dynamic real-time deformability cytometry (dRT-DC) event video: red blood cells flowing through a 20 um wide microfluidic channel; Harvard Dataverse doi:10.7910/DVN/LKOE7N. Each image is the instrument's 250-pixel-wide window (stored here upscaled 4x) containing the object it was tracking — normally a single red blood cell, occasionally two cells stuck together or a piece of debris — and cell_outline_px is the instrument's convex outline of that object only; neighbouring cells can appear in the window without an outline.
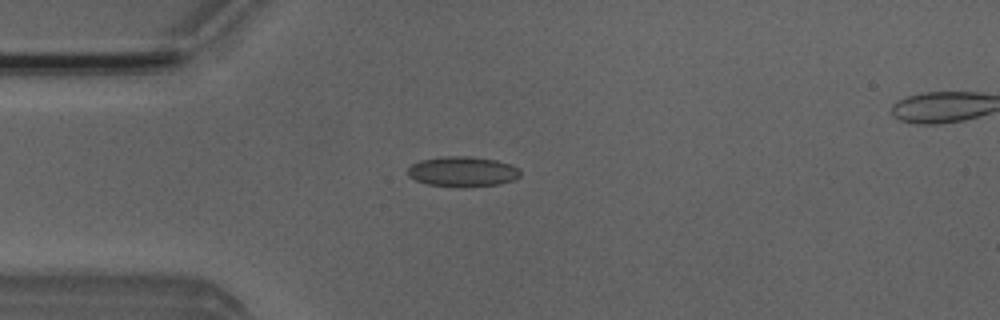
{"species": "Egyptian fruit bat (a non-hibernating species)", "species_latin": "Rousettus aegyptiacus", "temperature_condition": "room temperature", "stored_images_in_passage": 2, "camera_frame_rate_fps": 3000, "um_per_image_px": 0.085, "animal": {"sex": "male"}, "frame": {"image": 1, "passage_image": 2, "time_ms": 1.333, "image_size_px": [1000, 320], "cell_outline_px": [[520, 176], [512, 180], [500, 184], [428, 184], [416, 180], [408, 176], [408, 168], [412, 164], [420, 160], [440, 156], [468, 156], [496, 160], [520, 168]], "centroid_in_image_um": [39.31, 14.52], "position_along_channel_um": 45.7, "area_um2": 18.9}}